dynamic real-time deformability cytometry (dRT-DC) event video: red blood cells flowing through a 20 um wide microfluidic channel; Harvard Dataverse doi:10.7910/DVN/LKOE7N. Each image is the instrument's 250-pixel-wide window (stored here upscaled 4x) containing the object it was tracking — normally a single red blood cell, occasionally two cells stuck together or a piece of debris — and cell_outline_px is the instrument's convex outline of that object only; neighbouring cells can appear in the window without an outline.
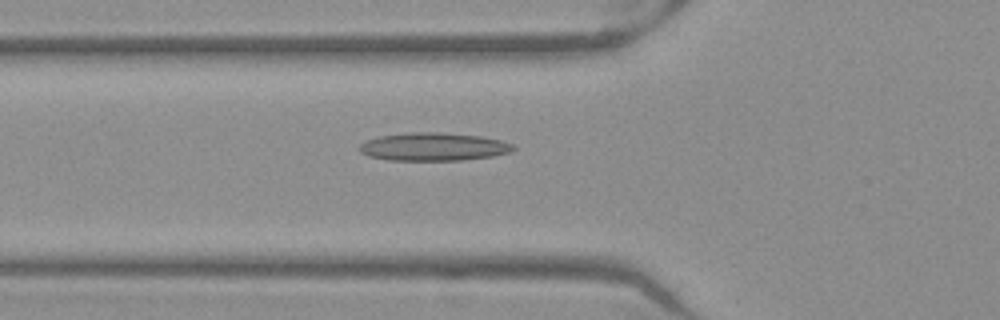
{"species": "Egyptian fruit bat (a non-hibernating species)", "species_latin": "Rousettus aegyptiacus", "temperature_condition": "warm", "stored_images_in_passage": 51, "camera_frame_rate_fps": 3000, "um_per_image_px": 0.085, "frame": {"image": 1, "passage_image": 18, "time_ms": 5.667, "image_size_px": [1000, 320], "cell_outline_px": [[516, 148], [512, 152], [492, 156], [460, 160], [388, 160], [368, 156], [360, 152], [356, 148], [360, 144], [368, 140], [380, 136], [412, 132], [436, 132], [480, 136], [500, 140], [512, 144]], "centroid_in_image_um": [36.83, 12.48], "position_along_channel_um": 89.0, "area_um2": 25.09}}
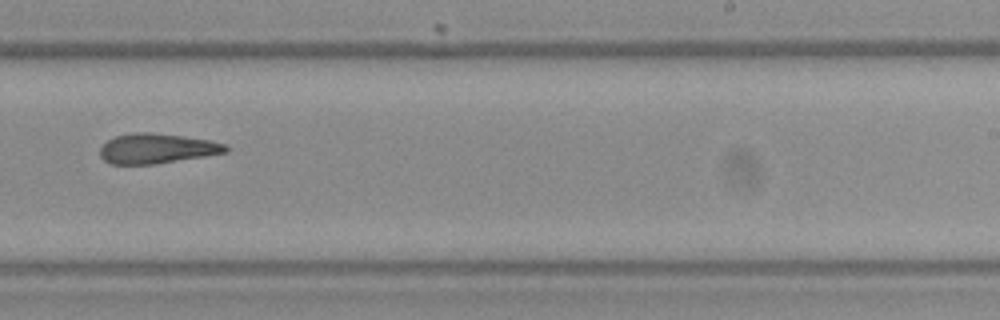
{"frame": {"image": 2, "passage_image": 32, "time_ms": 10.333, "image_size_px": [1000, 320], "cell_outline_px": [[228, 152], [156, 164], [108, 164], [100, 156], [100, 148], [108, 140], [116, 136], [132, 132], [152, 132], [184, 136], [208, 140], [228, 144]], "centroid_in_image_um": [13.33, 12.62], "position_along_channel_um": 275.7, "area_um2": 22.02}}
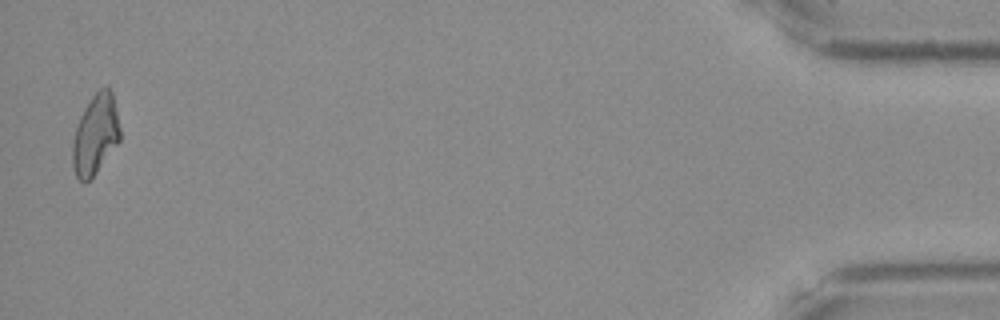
{"frame": {"image": 3, "passage_image": 50, "time_ms": 16.333, "image_size_px": [1000, 320], "cell_outline_px": [[120, 140], [96, 172], [84, 184], [76, 176], [72, 168], [72, 144], [76, 128], [80, 116], [84, 108], [92, 96], [100, 88], [108, 84], [112, 92], [120, 128]], "centroid_in_image_um": [8.1, 11.42], "position_along_channel_um": 427.1, "area_um2": 22.08}, "authors_computed_cell_mechanics": {"area_um2": 22.6576, "velocity_mm_per_s": 3.9841, "shape_relaxation_time_tau1_ms": null, "shape_relaxation_time_tau2_ms": 9.3464, "deformation_change_tau1": null, "deformation_change_tau2": 0.234}}